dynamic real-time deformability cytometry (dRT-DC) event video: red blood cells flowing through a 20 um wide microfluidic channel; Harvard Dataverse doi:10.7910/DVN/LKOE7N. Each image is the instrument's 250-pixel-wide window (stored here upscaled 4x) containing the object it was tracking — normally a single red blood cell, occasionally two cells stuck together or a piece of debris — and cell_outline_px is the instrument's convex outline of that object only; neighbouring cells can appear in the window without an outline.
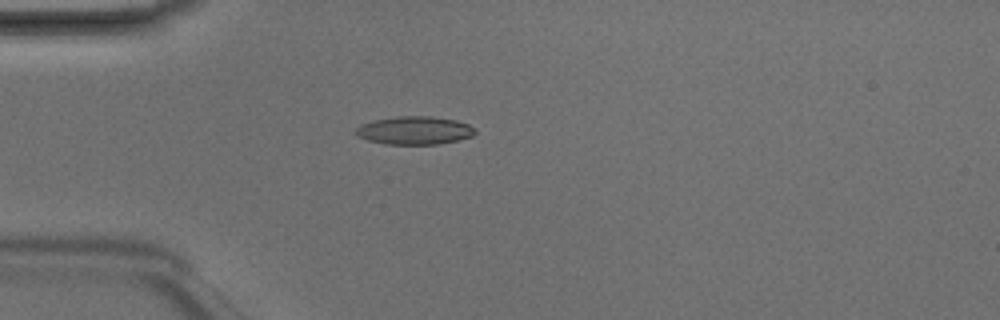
{"species": "Egyptian fruit bat (a non-hibernating species)", "species_latin": "Rousettus aegyptiacus", "temperature_condition": "room temperature", "stored_images_in_passage": 3, "camera_frame_rate_fps": 3000, "um_per_image_px": 0.085, "animal": {"sex": "male"}, "frame": {"image": 1, "passage_image": 3, "time_ms": 0.667, "image_size_px": [1000, 320], "cell_outline_px": [[476, 132], [472, 136], [440, 144], [384, 144], [368, 140], [356, 136], [352, 132], [360, 124], [372, 120], [400, 116], [432, 116], [456, 120], [468, 124], [476, 128]], "centroid_in_image_um": [35.2, 11.08], "position_along_channel_um": 49.8, "area_um2": 19.77}}